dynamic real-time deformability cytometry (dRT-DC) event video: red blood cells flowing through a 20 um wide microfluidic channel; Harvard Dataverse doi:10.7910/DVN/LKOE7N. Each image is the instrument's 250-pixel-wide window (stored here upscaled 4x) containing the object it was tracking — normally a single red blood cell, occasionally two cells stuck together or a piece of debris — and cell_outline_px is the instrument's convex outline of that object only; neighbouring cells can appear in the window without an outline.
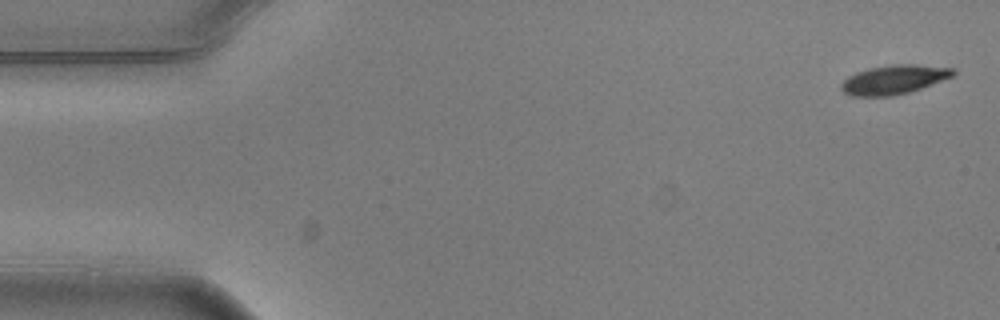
{"species": "common noctule bat (a hibernating species)", "species_latin": "Nyctalus noctula", "temperature_condition": "warm", "stored_images_in_passage": 5, "camera_frame_rate_fps": 3000, "um_per_image_px": 0.085, "animal": {"sex": "male", "body_mass_g": 20.5, "forearm_length_mm": 52.5}, "frame": {"image": 1, "passage_image": 1, "time_ms": 0.0, "image_size_px": [1000, 320], "cell_outline_px": [[956, 72], [952, 76], [920, 88], [908, 92], [892, 96], [852, 96], [844, 92], [840, 88], [840, 84], [848, 76], [856, 72], [868, 68], [896, 64], [916, 64], [956, 68]], "centroid_in_image_um": [75.96, 6.75], "position_along_channel_um": 9.0, "area_um2": 18.9}}
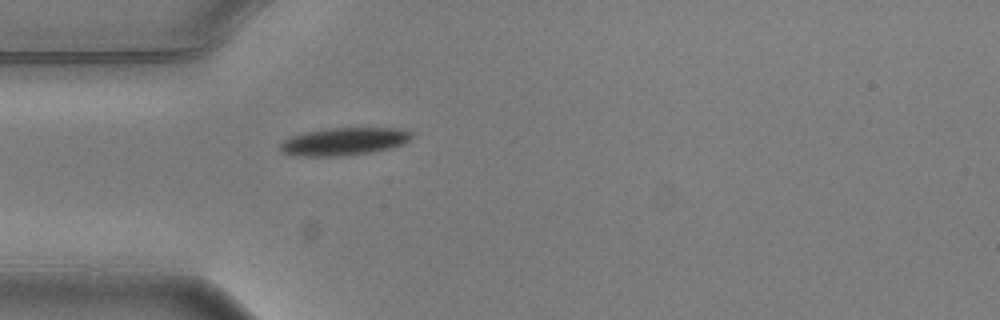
{"frame": {"image": 2, "passage_image": 5, "time_ms": 1.333, "image_size_px": [1000, 320], "cell_outline_px": [[412, 136], [404, 144], [388, 148], [368, 152], [340, 156], [300, 156], [280, 152], [280, 144], [284, 140], [292, 136], [304, 132], [324, 128], [400, 128], [412, 132]], "centroid_in_image_um": [29.22, 12.01], "position_along_channel_um": 55.8, "area_um2": 21.1}}